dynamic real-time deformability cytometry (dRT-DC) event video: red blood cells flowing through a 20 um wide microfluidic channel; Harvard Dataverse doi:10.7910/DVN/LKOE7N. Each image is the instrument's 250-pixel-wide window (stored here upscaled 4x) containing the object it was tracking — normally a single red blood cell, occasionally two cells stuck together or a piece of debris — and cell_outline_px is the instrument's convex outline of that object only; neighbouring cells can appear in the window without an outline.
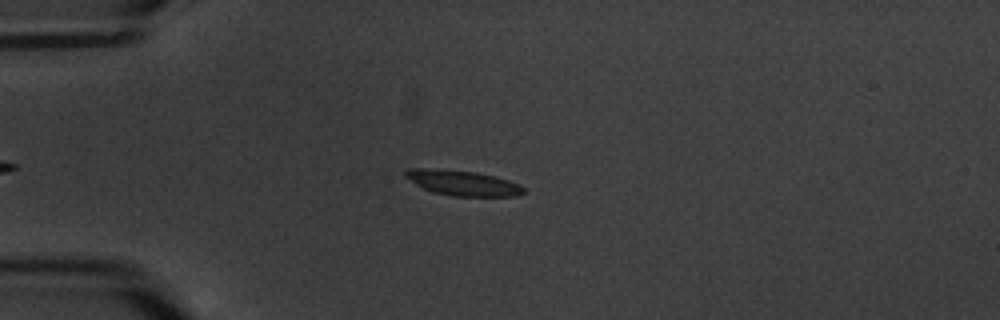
{"species": "common noctule bat (a hibernating species)", "species_latin": "Nyctalus noctula", "temperature_condition": "warm", "stored_images_in_passage": 6, "camera_frame_rate_fps": 3000, "um_per_image_px": 0.085, "animal": {"sex": "male", "body_mass_g": 20.1, "forearm_length_mm": 53.5}, "frame": {"image": 1, "passage_image": 4, "time_ms": 3.667, "image_size_px": [1000, 320], "cell_outline_px": [[524, 192], [516, 196], [452, 196], [432, 192], [416, 184], [404, 176], [404, 172], [408, 168], [424, 168], [476, 172], [508, 180], [520, 184], [524, 188]], "centroid_in_image_um": [39.31, 15.55], "position_along_channel_um": 45.7, "area_um2": 17.17}}